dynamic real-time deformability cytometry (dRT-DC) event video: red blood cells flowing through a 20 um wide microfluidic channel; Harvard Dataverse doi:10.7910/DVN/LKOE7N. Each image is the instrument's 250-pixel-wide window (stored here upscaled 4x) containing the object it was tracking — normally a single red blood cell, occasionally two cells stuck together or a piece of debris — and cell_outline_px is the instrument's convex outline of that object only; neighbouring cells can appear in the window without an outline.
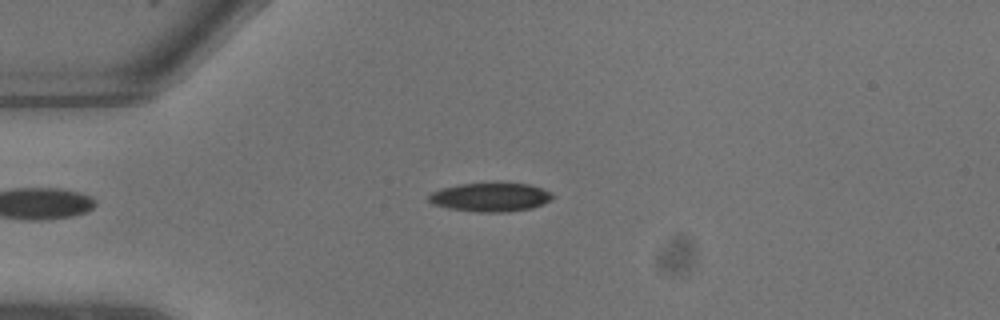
{"species": "common noctule bat (a hibernating species)", "species_latin": "Nyctalus noctula", "temperature_condition": "warm", "stored_images_in_passage": 5, "camera_frame_rate_fps": 3000, "um_per_image_px": 0.085, "animal": {"sex": "male", "body_mass_g": 13.3}, "frame": {"image": 1, "passage_image": 4, "time_ms": 1.0, "image_size_px": [1000, 320], "cell_outline_px": [[556, 196], [552, 200], [544, 204], [532, 208], [508, 212], [476, 212], [448, 208], [432, 204], [428, 200], [428, 196], [432, 192], [440, 188], [460, 184], [528, 184], [552, 192]], "centroid_in_image_um": [41.71, 16.78], "position_along_channel_um": 43.3, "area_um2": 20.75}}